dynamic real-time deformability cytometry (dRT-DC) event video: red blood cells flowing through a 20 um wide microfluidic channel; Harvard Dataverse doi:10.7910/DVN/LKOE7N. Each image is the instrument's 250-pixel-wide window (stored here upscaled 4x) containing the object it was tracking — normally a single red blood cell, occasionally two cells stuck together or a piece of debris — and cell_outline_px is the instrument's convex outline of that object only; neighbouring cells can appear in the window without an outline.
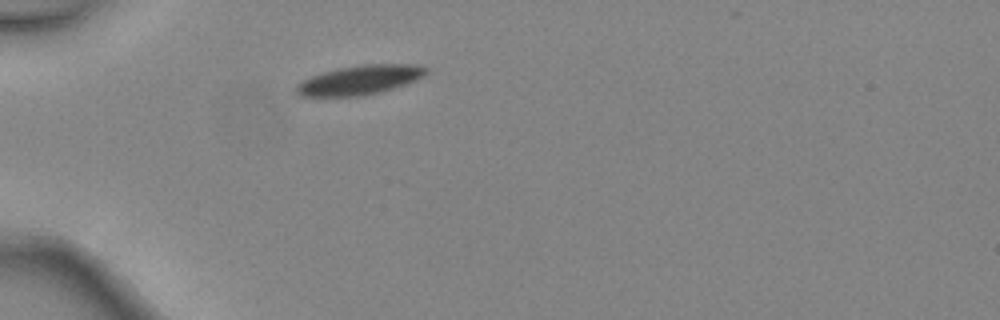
{"species": "common noctule bat (a hibernating species)", "species_latin": "Nyctalus noctula", "temperature_condition": "warm", "stored_images_in_passage": 1, "camera_frame_rate_fps": 3000, "um_per_image_px": 0.085, "animal": {"sex": "female", "body_mass_g": 24.6, "forearm_length_mm": 56.2}, "frame": {"image": 1, "passage_image": 1, "time_ms": 0.0, "image_size_px": [1000, 320], "cell_outline_px": [[428, 72], [424, 76], [404, 84], [392, 88], [360, 96], [300, 96], [296, 92], [296, 84], [312, 76], [324, 72], [340, 68], [364, 64], [416, 64], [428, 68]], "centroid_in_image_um": [30.59, 6.79], "position_along_channel_um": 54.4, "area_um2": 21.79}}